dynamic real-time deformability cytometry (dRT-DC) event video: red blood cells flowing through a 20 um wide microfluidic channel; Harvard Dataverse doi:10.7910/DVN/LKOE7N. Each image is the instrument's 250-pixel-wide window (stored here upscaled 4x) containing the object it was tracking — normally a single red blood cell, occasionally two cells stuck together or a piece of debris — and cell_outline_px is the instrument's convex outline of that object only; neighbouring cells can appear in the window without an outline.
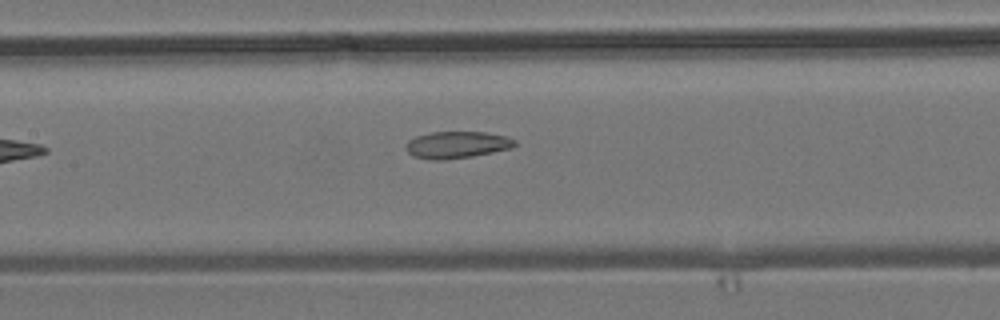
{"species": "common noctule bat (a hibernating species)", "species_latin": "Nyctalus noctula", "temperature_condition": "room temperature", "stored_images_in_passage": 4, "camera_frame_rate_fps": 3000, "um_per_image_px": 0.085, "animal": {"sex": "male", "body_mass_g": 19.2, "forearm_length_mm": 51.8}, "frame": {"image": 1, "passage_image": 4, "time_ms": 3.667, "image_size_px": [1000, 320], "cell_outline_px": [[516, 144], [512, 148], [472, 156], [444, 160], [428, 160], [412, 156], [408, 152], [408, 140], [416, 136], [432, 132], [484, 132], [504, 136], [516, 140]], "centroid_in_image_um": [38.83, 12.31], "position_along_channel_um": 168.6, "area_um2": 16.94}}